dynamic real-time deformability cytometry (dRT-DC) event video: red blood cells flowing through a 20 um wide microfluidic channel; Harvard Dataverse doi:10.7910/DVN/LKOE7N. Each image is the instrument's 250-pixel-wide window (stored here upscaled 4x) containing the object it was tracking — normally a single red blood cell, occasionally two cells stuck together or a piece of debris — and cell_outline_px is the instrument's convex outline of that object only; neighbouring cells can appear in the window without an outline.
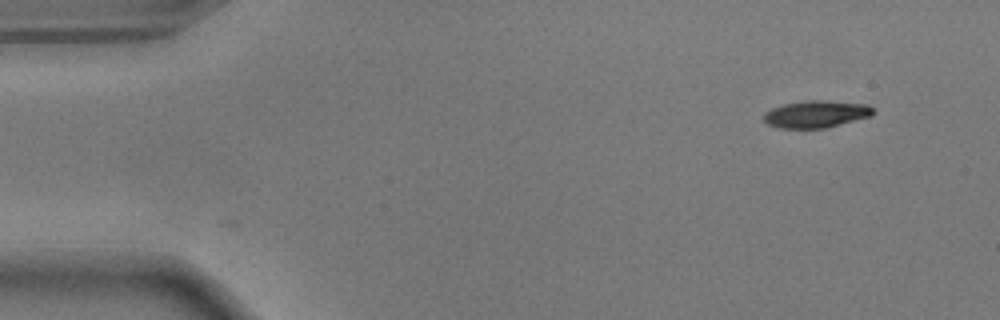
{"species": "common noctule bat (a hibernating species)", "species_latin": "Nyctalus noctula", "temperature_condition": "warm", "stored_images_in_passage": 4, "camera_frame_rate_fps": 3000, "um_per_image_px": 0.085, "animal": {"sex": "male", "body_mass_g": 17.9}, "frame": {"image": 1, "passage_image": 4, "time_ms": 1.0, "image_size_px": [1000, 320], "cell_outline_px": [[876, 112], [868, 116], [824, 128], [780, 128], [768, 124], [764, 120], [764, 112], [772, 108], [784, 104], [808, 100], [828, 100], [868, 104], [876, 108]], "centroid_in_image_um": [69.38, 9.68], "position_along_channel_um": 15.6, "area_um2": 17.22}}